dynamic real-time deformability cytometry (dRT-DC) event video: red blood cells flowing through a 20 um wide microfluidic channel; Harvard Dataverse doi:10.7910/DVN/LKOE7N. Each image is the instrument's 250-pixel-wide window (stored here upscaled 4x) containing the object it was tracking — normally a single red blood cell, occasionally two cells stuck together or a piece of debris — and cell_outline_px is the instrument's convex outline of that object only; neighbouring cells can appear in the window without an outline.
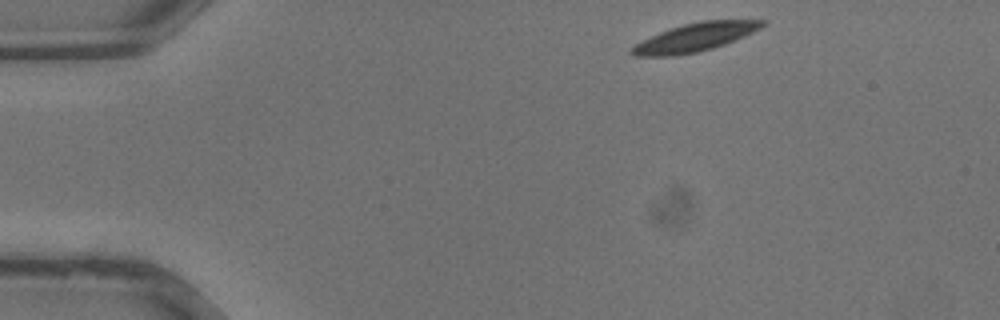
{"species": "common noctule bat (a hibernating species)", "species_latin": "Nyctalus noctula", "temperature_condition": "warm", "stored_images_in_passage": 32, "camera_frame_rate_fps": 3000, "um_per_image_px": 0.085, "animal": {"sex": "male", "body_mass_g": 13.3}, "frame": {"image": 1, "passage_image": 1, "time_ms": 0.0, "image_size_px": [1000, 320], "cell_outline_px": [[768, 20], [760, 28], [744, 36], [724, 44], [712, 48], [696, 52], [676, 56], [632, 56], [628, 52], [636, 44], [660, 32], [684, 24], [700, 20]], "centroid_in_image_um": [59.06, 3.17], "position_along_channel_um": 25.9, "area_um2": 21.21}}
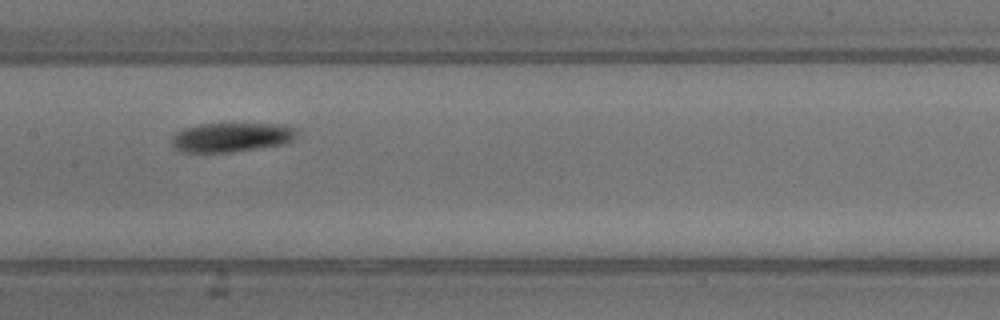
{"frame": {"image": 2, "passage_image": 14, "time_ms": 4.333, "image_size_px": [1000, 320], "cell_outline_px": [[300, 128], [296, 136], [292, 140], [284, 144], [232, 152], [180, 152], [172, 144], [172, 136], [176, 132], [184, 128], [200, 124], [280, 124]], "centroid_in_image_um": [19.7, 11.66], "position_along_channel_um": 187.7, "area_um2": 21.44}}
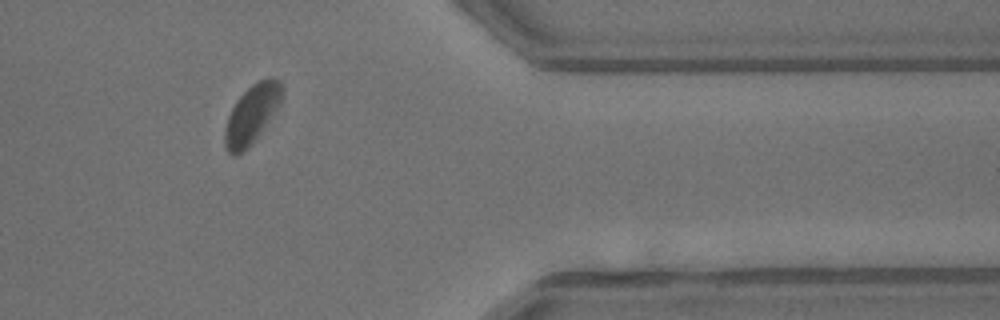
{"frame": {"image": 3, "passage_image": 26, "time_ms": 8.333, "image_size_px": [1000, 320], "cell_outline_px": [[284, 92], [280, 104], [260, 132], [236, 156], [232, 156], [228, 152], [224, 144], [224, 128], [228, 116], [236, 100], [252, 84], [268, 76], [280, 80], [284, 88]], "centroid_in_image_um": [21.41, 9.64], "position_along_channel_um": 390.0, "area_um2": 19.25}}